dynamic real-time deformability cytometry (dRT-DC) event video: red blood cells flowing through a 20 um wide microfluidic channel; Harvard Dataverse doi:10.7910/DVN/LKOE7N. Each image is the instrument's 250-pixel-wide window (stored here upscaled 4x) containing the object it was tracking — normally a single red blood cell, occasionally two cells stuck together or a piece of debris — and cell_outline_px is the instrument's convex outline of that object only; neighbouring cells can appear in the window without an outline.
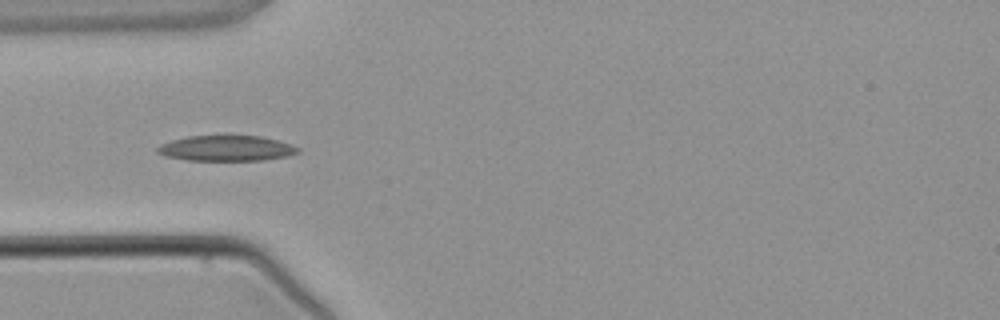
{"species": "common noctule bat (a hibernating species)", "species_latin": "Nyctalus noctula", "temperature_condition": "warm", "stored_images_in_passage": 3, "camera_frame_rate_fps": 3000, "um_per_image_px": 0.085, "animal": {"sex": "male", "body_mass_g": 21.5, "forearm_length_mm": 52.0}, "frame": {"image": 1, "passage_image": 3, "time_ms": 2.333, "image_size_px": [1000, 320], "cell_outline_px": [[300, 152], [288, 156], [264, 160], [188, 160], [164, 156], [156, 152], [156, 148], [160, 144], [172, 140], [188, 136], [260, 136], [292, 144], [300, 148]], "centroid_in_image_um": [19.24, 12.61], "position_along_channel_um": 65.8, "area_um2": 20.87}}